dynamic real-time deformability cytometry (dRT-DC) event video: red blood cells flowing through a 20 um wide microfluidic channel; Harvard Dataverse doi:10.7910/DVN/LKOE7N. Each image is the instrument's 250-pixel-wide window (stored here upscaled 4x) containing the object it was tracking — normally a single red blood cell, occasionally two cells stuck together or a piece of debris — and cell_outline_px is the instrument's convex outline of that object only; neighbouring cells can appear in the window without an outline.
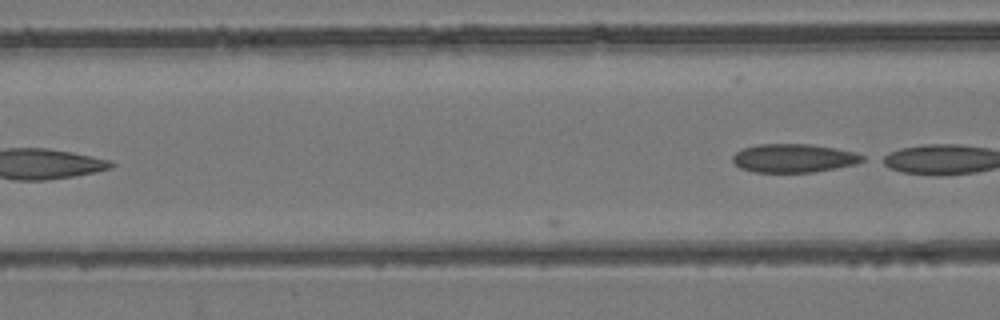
{"species": "common noctule bat (a hibernating species)", "species_latin": "Nyctalus noctula", "temperature_condition": "room temperature", "stored_images_in_passage": 3, "camera_frame_rate_fps": 3000, "um_per_image_px": 0.085, "animal": {"sex": "female", "body_mass_g": 24.6, "forearm_length_mm": 56.2}, "frame": {"image": 1, "passage_image": 3, "time_ms": 0.667, "image_size_px": [1000, 320], "cell_outline_px": [[864, 160], [856, 164], [836, 168], [812, 172], [756, 172], [740, 168], [732, 160], [732, 156], [736, 152], [744, 148], [756, 144], [812, 144], [836, 148], [856, 152], [864, 156]], "centroid_in_image_um": [67.48, 13.43], "position_along_channel_um": 99.1, "area_um2": 21.62}}